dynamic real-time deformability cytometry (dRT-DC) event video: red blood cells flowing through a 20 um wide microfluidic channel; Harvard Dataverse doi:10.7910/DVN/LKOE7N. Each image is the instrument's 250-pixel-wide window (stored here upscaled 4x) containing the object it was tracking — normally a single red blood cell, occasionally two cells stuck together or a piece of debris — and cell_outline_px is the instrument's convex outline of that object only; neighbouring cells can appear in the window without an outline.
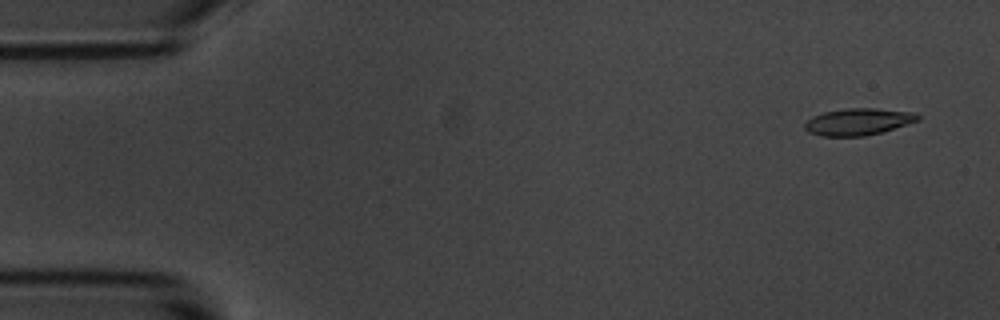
{"species": "common noctule bat (a hibernating species)", "species_latin": "Nyctalus noctula", "temperature_condition": "room temperature", "stored_images_in_passage": 9, "camera_frame_rate_fps": 3000, "um_per_image_px": 0.085, "animal": {"sex": "male", "body_mass_g": 20.1, "forearm_length_mm": 53.5}, "frame": {"image": 1, "passage_image": 1, "time_ms": 0.0, "image_size_px": [1000, 320], "cell_outline_px": [[920, 120], [880, 132], [864, 136], [824, 136], [808, 132], [804, 128], [804, 124], [812, 116], [824, 112], [844, 108], [876, 108], [916, 112], [920, 116]], "centroid_in_image_um": [72.95, 10.33], "position_along_channel_um": 12.0, "area_um2": 17.69}}
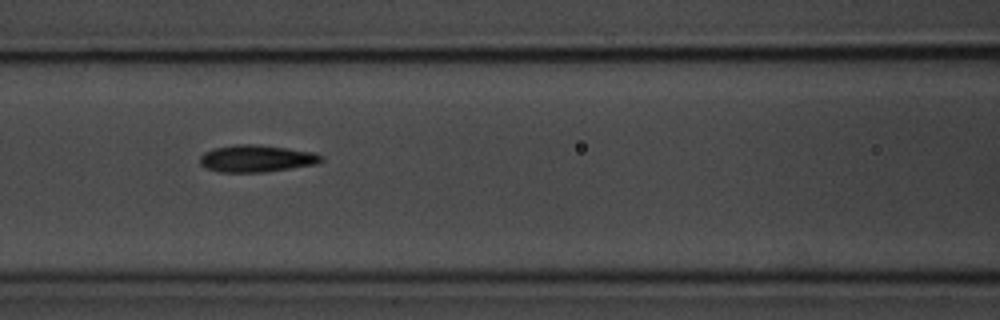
{"frame": {"image": 2, "passage_image": 7, "time_ms": 7.0, "image_size_px": [1000, 320], "cell_outline_px": [[324, 160], [316, 164], [264, 172], [220, 172], [208, 168], [200, 164], [200, 156], [204, 152], [212, 148], [232, 144], [252, 144], [284, 148], [312, 152], [324, 156]], "centroid_in_image_um": [21.77, 13.47], "position_along_channel_um": 144.8, "area_um2": 19.02}}
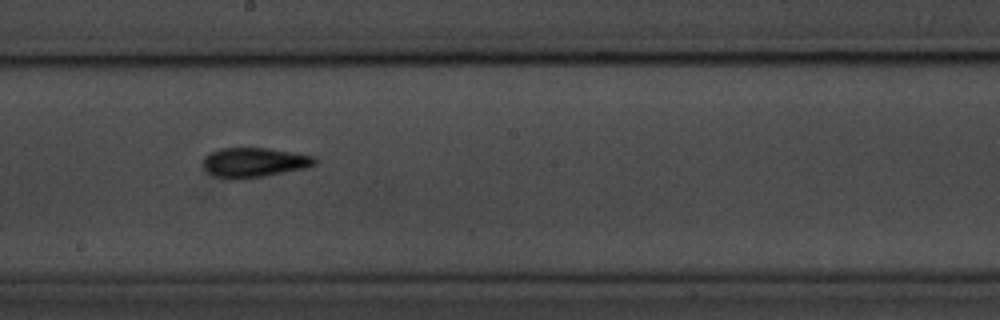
{"frame": {"image": 3, "passage_image": 9, "time_ms": 9.333, "image_size_px": [1000, 320], "cell_outline_px": [[316, 164], [308, 168], [264, 176], [216, 176], [208, 172], [204, 168], [204, 156], [220, 148], [268, 148], [316, 156]], "centroid_in_image_um": [21.69, 13.76], "position_along_channel_um": 226.5, "area_um2": 18.67}}